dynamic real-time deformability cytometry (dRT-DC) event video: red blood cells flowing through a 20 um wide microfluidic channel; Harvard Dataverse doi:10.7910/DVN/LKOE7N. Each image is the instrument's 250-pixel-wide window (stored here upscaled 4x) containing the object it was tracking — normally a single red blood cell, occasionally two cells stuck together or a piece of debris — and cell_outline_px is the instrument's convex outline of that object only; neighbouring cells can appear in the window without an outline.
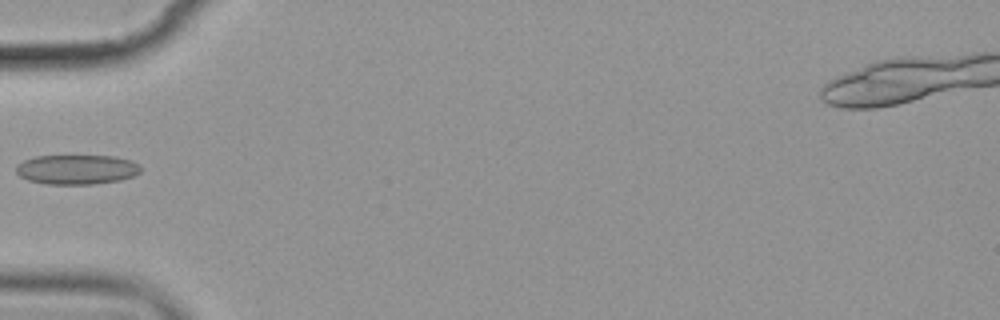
{"species": "common noctule bat (a hibernating species)", "species_latin": "Nyctalus noctula", "temperature_condition": "cold", "stored_images_in_passage": 5, "camera_frame_rate_fps": 3000, "um_per_image_px": 0.085, "animal": {"sex": "female", "body_mass_g": 19.9}, "frame": {"image": 1, "passage_image": 4, "time_ms": 3.667, "image_size_px": [1000, 320], "cell_outline_px": [[140, 172], [132, 176], [120, 180], [92, 184], [44, 184], [28, 180], [20, 176], [16, 172], [16, 164], [24, 160], [36, 156], [112, 156], [132, 160], [140, 164]], "centroid_in_image_um": [6.51, 14.4], "position_along_channel_um": 78.5, "area_um2": 21.56}}
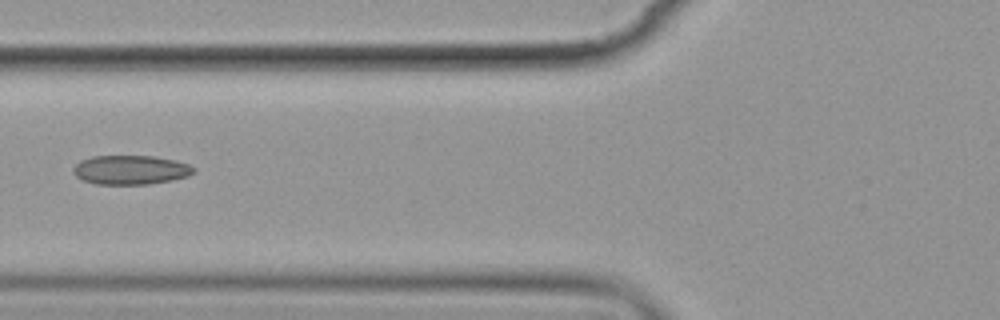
{"frame": {"image": 2, "passage_image": 5, "time_ms": 4.667, "image_size_px": [1000, 320], "cell_outline_px": [[196, 172], [188, 176], [172, 180], [148, 184], [96, 184], [84, 180], [76, 176], [72, 172], [72, 168], [80, 160], [92, 156], [152, 156], [176, 160], [188, 164], [196, 168]], "centroid_in_image_um": [11.11, 14.43], "position_along_channel_um": 114.7, "area_um2": 20.58}}